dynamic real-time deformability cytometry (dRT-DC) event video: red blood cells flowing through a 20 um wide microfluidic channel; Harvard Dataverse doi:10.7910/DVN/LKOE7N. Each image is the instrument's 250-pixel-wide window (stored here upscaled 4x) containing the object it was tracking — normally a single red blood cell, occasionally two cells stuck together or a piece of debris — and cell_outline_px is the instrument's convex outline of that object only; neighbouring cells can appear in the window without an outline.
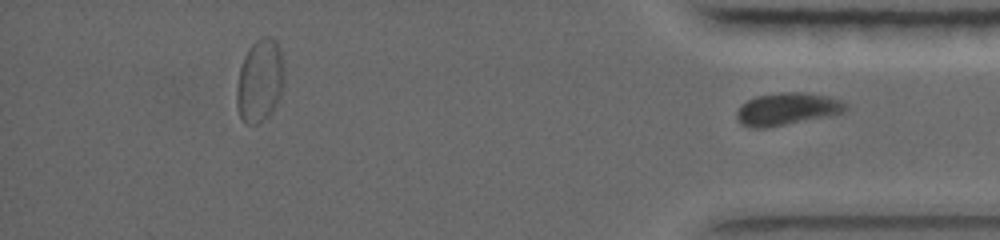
{"species": "common noctule bat (a hibernating species)", "species_latin": "Nyctalus noctula", "temperature_condition": "warm", "stored_images_in_passage": 42, "segment_of_instrument_passage": [2, 2], "camera_frame_rate_fps": 5000, "um_per_image_px": 0.085, "animal": {"sex": "female", "body_mass_g": 19.0, "forearm_length_mm": 56.7}, "frame": {"image": 1, "passage_image": 42, "time_ms": 8.4, "image_size_px": [1000, 240], "cell_outline_px": [[848, 108], [844, 112], [768, 128], [752, 128], [744, 124], [736, 116], [736, 112], [748, 100], [756, 96], [780, 92], [800, 92], [828, 96], [840, 100], [848, 104]], "centroid_in_image_um": [66.93, 9.25], "position_along_channel_um": 368.3, "area_um2": 20.23}}